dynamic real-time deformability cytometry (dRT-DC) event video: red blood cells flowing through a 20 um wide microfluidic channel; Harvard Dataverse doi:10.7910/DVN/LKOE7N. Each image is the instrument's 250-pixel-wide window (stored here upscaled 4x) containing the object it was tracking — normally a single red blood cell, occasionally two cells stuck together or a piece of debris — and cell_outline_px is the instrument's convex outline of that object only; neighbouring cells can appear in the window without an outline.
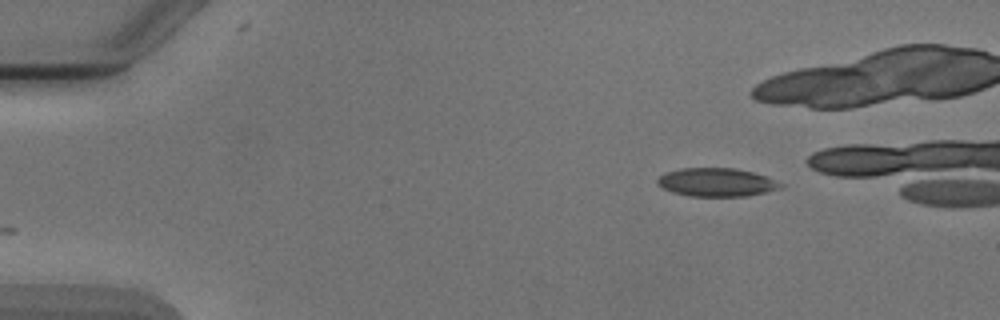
{"species": "Egyptian fruit bat (a non-hibernating species)", "species_latin": "Rousettus aegyptiacus", "temperature_condition": "cold", "stored_images_in_passage": 2, "camera_frame_rate_fps": 3000, "um_per_image_px": 0.085, "animal": {"sex": "male"}, "frame": {"image": 1, "passage_image": 2, "time_ms": 1.333, "image_size_px": [1000, 320], "cell_outline_px": [[788, 184], [784, 188], [744, 196], [688, 196], [672, 192], [656, 184], [656, 180], [664, 172], [680, 168], [736, 168], [752, 172]], "centroid_in_image_um": [60.92, 15.49], "position_along_channel_um": 24.1, "area_um2": 20.58}}